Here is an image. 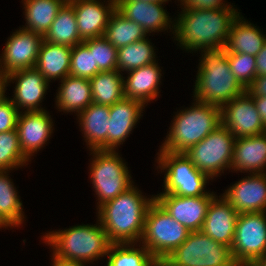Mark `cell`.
Wrapping results in <instances>:
<instances>
[{"label": "cell", "mask_w": 266, "mask_h": 266, "mask_svg": "<svg viewBox=\"0 0 266 266\" xmlns=\"http://www.w3.org/2000/svg\"><path fill=\"white\" fill-rule=\"evenodd\" d=\"M239 14L234 7L182 9L175 20L174 40L190 53L224 47L231 25Z\"/></svg>", "instance_id": "obj_1"}, {"label": "cell", "mask_w": 266, "mask_h": 266, "mask_svg": "<svg viewBox=\"0 0 266 266\" xmlns=\"http://www.w3.org/2000/svg\"><path fill=\"white\" fill-rule=\"evenodd\" d=\"M155 196L147 198L132 186L98 208L97 217L111 244L141 242L145 217Z\"/></svg>", "instance_id": "obj_2"}, {"label": "cell", "mask_w": 266, "mask_h": 266, "mask_svg": "<svg viewBox=\"0 0 266 266\" xmlns=\"http://www.w3.org/2000/svg\"><path fill=\"white\" fill-rule=\"evenodd\" d=\"M224 47L201 51L194 86V99L222 107L246 89L231 72Z\"/></svg>", "instance_id": "obj_3"}, {"label": "cell", "mask_w": 266, "mask_h": 266, "mask_svg": "<svg viewBox=\"0 0 266 266\" xmlns=\"http://www.w3.org/2000/svg\"><path fill=\"white\" fill-rule=\"evenodd\" d=\"M94 225H76L47 232L42 238L53 249V255L66 260L93 263L107 256L111 245L99 219Z\"/></svg>", "instance_id": "obj_4"}, {"label": "cell", "mask_w": 266, "mask_h": 266, "mask_svg": "<svg viewBox=\"0 0 266 266\" xmlns=\"http://www.w3.org/2000/svg\"><path fill=\"white\" fill-rule=\"evenodd\" d=\"M193 100L190 108L176 112L161 150L183 153L221 125V107Z\"/></svg>", "instance_id": "obj_5"}, {"label": "cell", "mask_w": 266, "mask_h": 266, "mask_svg": "<svg viewBox=\"0 0 266 266\" xmlns=\"http://www.w3.org/2000/svg\"><path fill=\"white\" fill-rule=\"evenodd\" d=\"M93 158L90 181L97 195V209L133 186L131 174L119 153L113 150H90Z\"/></svg>", "instance_id": "obj_6"}, {"label": "cell", "mask_w": 266, "mask_h": 266, "mask_svg": "<svg viewBox=\"0 0 266 266\" xmlns=\"http://www.w3.org/2000/svg\"><path fill=\"white\" fill-rule=\"evenodd\" d=\"M190 231L173 219L156 201L149 206L140 243L157 260L168 257L188 237Z\"/></svg>", "instance_id": "obj_7"}, {"label": "cell", "mask_w": 266, "mask_h": 266, "mask_svg": "<svg viewBox=\"0 0 266 266\" xmlns=\"http://www.w3.org/2000/svg\"><path fill=\"white\" fill-rule=\"evenodd\" d=\"M159 151L157 168L165 172L164 191L159 194L172 193L182 197H194L209 193L205 188L211 179L199 171L184 153H172L161 149Z\"/></svg>", "instance_id": "obj_8"}, {"label": "cell", "mask_w": 266, "mask_h": 266, "mask_svg": "<svg viewBox=\"0 0 266 266\" xmlns=\"http://www.w3.org/2000/svg\"><path fill=\"white\" fill-rule=\"evenodd\" d=\"M236 137L222 124L199 143L189 147L184 155L210 179L231 170Z\"/></svg>", "instance_id": "obj_9"}, {"label": "cell", "mask_w": 266, "mask_h": 266, "mask_svg": "<svg viewBox=\"0 0 266 266\" xmlns=\"http://www.w3.org/2000/svg\"><path fill=\"white\" fill-rule=\"evenodd\" d=\"M177 266H239L231 247L214 241L202 231H192L168 257Z\"/></svg>", "instance_id": "obj_10"}, {"label": "cell", "mask_w": 266, "mask_h": 266, "mask_svg": "<svg viewBox=\"0 0 266 266\" xmlns=\"http://www.w3.org/2000/svg\"><path fill=\"white\" fill-rule=\"evenodd\" d=\"M231 252L239 266H254L266 257V212L238 215Z\"/></svg>", "instance_id": "obj_11"}, {"label": "cell", "mask_w": 266, "mask_h": 266, "mask_svg": "<svg viewBox=\"0 0 266 266\" xmlns=\"http://www.w3.org/2000/svg\"><path fill=\"white\" fill-rule=\"evenodd\" d=\"M43 35L19 28L7 39L0 56V74L35 68Z\"/></svg>", "instance_id": "obj_12"}, {"label": "cell", "mask_w": 266, "mask_h": 266, "mask_svg": "<svg viewBox=\"0 0 266 266\" xmlns=\"http://www.w3.org/2000/svg\"><path fill=\"white\" fill-rule=\"evenodd\" d=\"M221 124L236 138L266 132L254 99L247 91L221 107Z\"/></svg>", "instance_id": "obj_13"}, {"label": "cell", "mask_w": 266, "mask_h": 266, "mask_svg": "<svg viewBox=\"0 0 266 266\" xmlns=\"http://www.w3.org/2000/svg\"><path fill=\"white\" fill-rule=\"evenodd\" d=\"M215 196L214 192L194 197L169 193L157 194L155 200L173 219L192 232L201 231L209 204Z\"/></svg>", "instance_id": "obj_14"}, {"label": "cell", "mask_w": 266, "mask_h": 266, "mask_svg": "<svg viewBox=\"0 0 266 266\" xmlns=\"http://www.w3.org/2000/svg\"><path fill=\"white\" fill-rule=\"evenodd\" d=\"M164 3L166 4V2L143 0H116V10L126 19L140 25L149 35L153 32L165 31L168 28L172 29L171 32L173 31L172 34H174L175 19L172 20L168 16L167 10L163 7Z\"/></svg>", "instance_id": "obj_15"}, {"label": "cell", "mask_w": 266, "mask_h": 266, "mask_svg": "<svg viewBox=\"0 0 266 266\" xmlns=\"http://www.w3.org/2000/svg\"><path fill=\"white\" fill-rule=\"evenodd\" d=\"M7 82H15L14 97L10 98L13 104L18 108L19 112L21 108L22 112L32 111H44L40 106L43 101L49 82L44 76L36 69L29 68L23 70H17L11 72L7 76Z\"/></svg>", "instance_id": "obj_16"}, {"label": "cell", "mask_w": 266, "mask_h": 266, "mask_svg": "<svg viewBox=\"0 0 266 266\" xmlns=\"http://www.w3.org/2000/svg\"><path fill=\"white\" fill-rule=\"evenodd\" d=\"M221 195L241 213L266 212V173L248 174Z\"/></svg>", "instance_id": "obj_17"}, {"label": "cell", "mask_w": 266, "mask_h": 266, "mask_svg": "<svg viewBox=\"0 0 266 266\" xmlns=\"http://www.w3.org/2000/svg\"><path fill=\"white\" fill-rule=\"evenodd\" d=\"M53 125L51 115L46 110L19 113L16 131L21 151L29 160L45 147L43 145L53 133Z\"/></svg>", "instance_id": "obj_18"}, {"label": "cell", "mask_w": 266, "mask_h": 266, "mask_svg": "<svg viewBox=\"0 0 266 266\" xmlns=\"http://www.w3.org/2000/svg\"><path fill=\"white\" fill-rule=\"evenodd\" d=\"M100 1L68 0L74 8L79 35L83 41L104 36L109 18L116 9V0H107L106 4Z\"/></svg>", "instance_id": "obj_19"}, {"label": "cell", "mask_w": 266, "mask_h": 266, "mask_svg": "<svg viewBox=\"0 0 266 266\" xmlns=\"http://www.w3.org/2000/svg\"><path fill=\"white\" fill-rule=\"evenodd\" d=\"M147 106L138 100L123 98L110 106L108 150L117 151L140 120ZM144 107V108H143Z\"/></svg>", "instance_id": "obj_20"}, {"label": "cell", "mask_w": 266, "mask_h": 266, "mask_svg": "<svg viewBox=\"0 0 266 266\" xmlns=\"http://www.w3.org/2000/svg\"><path fill=\"white\" fill-rule=\"evenodd\" d=\"M239 213L222 196H215L209 204L201 231L214 241L232 246Z\"/></svg>", "instance_id": "obj_21"}, {"label": "cell", "mask_w": 266, "mask_h": 266, "mask_svg": "<svg viewBox=\"0 0 266 266\" xmlns=\"http://www.w3.org/2000/svg\"><path fill=\"white\" fill-rule=\"evenodd\" d=\"M266 133L236 138L231 169L241 173H266ZM245 171V172H244Z\"/></svg>", "instance_id": "obj_22"}, {"label": "cell", "mask_w": 266, "mask_h": 266, "mask_svg": "<svg viewBox=\"0 0 266 266\" xmlns=\"http://www.w3.org/2000/svg\"><path fill=\"white\" fill-rule=\"evenodd\" d=\"M109 114V105L91 103L77 115L90 150H108Z\"/></svg>", "instance_id": "obj_23"}, {"label": "cell", "mask_w": 266, "mask_h": 266, "mask_svg": "<svg viewBox=\"0 0 266 266\" xmlns=\"http://www.w3.org/2000/svg\"><path fill=\"white\" fill-rule=\"evenodd\" d=\"M161 69L157 62L127 72L123 79L124 97L138 100L144 105L159 96Z\"/></svg>", "instance_id": "obj_24"}, {"label": "cell", "mask_w": 266, "mask_h": 266, "mask_svg": "<svg viewBox=\"0 0 266 266\" xmlns=\"http://www.w3.org/2000/svg\"><path fill=\"white\" fill-rule=\"evenodd\" d=\"M71 51V47L43 40L35 68L48 82L63 80L70 75Z\"/></svg>", "instance_id": "obj_25"}, {"label": "cell", "mask_w": 266, "mask_h": 266, "mask_svg": "<svg viewBox=\"0 0 266 266\" xmlns=\"http://www.w3.org/2000/svg\"><path fill=\"white\" fill-rule=\"evenodd\" d=\"M243 19L244 17L239 14L233 21L224 48L227 53L256 56L266 43V35L259 27Z\"/></svg>", "instance_id": "obj_26"}, {"label": "cell", "mask_w": 266, "mask_h": 266, "mask_svg": "<svg viewBox=\"0 0 266 266\" xmlns=\"http://www.w3.org/2000/svg\"><path fill=\"white\" fill-rule=\"evenodd\" d=\"M60 82L56 93V107L59 111L65 113L76 112V115H78L93 103L89 79L69 75Z\"/></svg>", "instance_id": "obj_27"}, {"label": "cell", "mask_w": 266, "mask_h": 266, "mask_svg": "<svg viewBox=\"0 0 266 266\" xmlns=\"http://www.w3.org/2000/svg\"><path fill=\"white\" fill-rule=\"evenodd\" d=\"M24 1V2H23ZM68 0H22L26 23L22 29L45 35Z\"/></svg>", "instance_id": "obj_28"}, {"label": "cell", "mask_w": 266, "mask_h": 266, "mask_svg": "<svg viewBox=\"0 0 266 266\" xmlns=\"http://www.w3.org/2000/svg\"><path fill=\"white\" fill-rule=\"evenodd\" d=\"M43 39L71 48L83 42L79 35L74 8L68 1L60 9Z\"/></svg>", "instance_id": "obj_29"}, {"label": "cell", "mask_w": 266, "mask_h": 266, "mask_svg": "<svg viewBox=\"0 0 266 266\" xmlns=\"http://www.w3.org/2000/svg\"><path fill=\"white\" fill-rule=\"evenodd\" d=\"M118 70L98 72L90 78L92 102L113 105L124 98L123 74Z\"/></svg>", "instance_id": "obj_30"}, {"label": "cell", "mask_w": 266, "mask_h": 266, "mask_svg": "<svg viewBox=\"0 0 266 266\" xmlns=\"http://www.w3.org/2000/svg\"><path fill=\"white\" fill-rule=\"evenodd\" d=\"M10 170H0V219L10 228L19 227L24 221L23 203L16 187L8 176Z\"/></svg>", "instance_id": "obj_31"}, {"label": "cell", "mask_w": 266, "mask_h": 266, "mask_svg": "<svg viewBox=\"0 0 266 266\" xmlns=\"http://www.w3.org/2000/svg\"><path fill=\"white\" fill-rule=\"evenodd\" d=\"M147 35L140 25L126 19L116 9L111 14L104 33V37L117 49L142 40Z\"/></svg>", "instance_id": "obj_32"}, {"label": "cell", "mask_w": 266, "mask_h": 266, "mask_svg": "<svg viewBox=\"0 0 266 266\" xmlns=\"http://www.w3.org/2000/svg\"><path fill=\"white\" fill-rule=\"evenodd\" d=\"M154 50L152 43H150L147 37L118 48L117 70L120 73L124 71L129 72L155 63L157 60Z\"/></svg>", "instance_id": "obj_33"}, {"label": "cell", "mask_w": 266, "mask_h": 266, "mask_svg": "<svg viewBox=\"0 0 266 266\" xmlns=\"http://www.w3.org/2000/svg\"><path fill=\"white\" fill-rule=\"evenodd\" d=\"M135 243L111 244L106 266H154L156 259L143 246L136 248Z\"/></svg>", "instance_id": "obj_34"}, {"label": "cell", "mask_w": 266, "mask_h": 266, "mask_svg": "<svg viewBox=\"0 0 266 266\" xmlns=\"http://www.w3.org/2000/svg\"><path fill=\"white\" fill-rule=\"evenodd\" d=\"M28 161L31 160H29L21 151L16 129L7 132H1L0 170H14V168L16 169L28 165Z\"/></svg>", "instance_id": "obj_35"}, {"label": "cell", "mask_w": 266, "mask_h": 266, "mask_svg": "<svg viewBox=\"0 0 266 266\" xmlns=\"http://www.w3.org/2000/svg\"><path fill=\"white\" fill-rule=\"evenodd\" d=\"M83 43L93 53L94 65L99 72L117 70L118 49L104 36L87 39Z\"/></svg>", "instance_id": "obj_36"}, {"label": "cell", "mask_w": 266, "mask_h": 266, "mask_svg": "<svg viewBox=\"0 0 266 266\" xmlns=\"http://www.w3.org/2000/svg\"><path fill=\"white\" fill-rule=\"evenodd\" d=\"M98 72L93 53L83 42L76 44L71 51L70 76L90 79Z\"/></svg>", "instance_id": "obj_37"}, {"label": "cell", "mask_w": 266, "mask_h": 266, "mask_svg": "<svg viewBox=\"0 0 266 266\" xmlns=\"http://www.w3.org/2000/svg\"><path fill=\"white\" fill-rule=\"evenodd\" d=\"M231 72L238 82L247 89L256 78V58L243 53H226Z\"/></svg>", "instance_id": "obj_38"}, {"label": "cell", "mask_w": 266, "mask_h": 266, "mask_svg": "<svg viewBox=\"0 0 266 266\" xmlns=\"http://www.w3.org/2000/svg\"><path fill=\"white\" fill-rule=\"evenodd\" d=\"M19 113L9 98L0 105V133L16 129Z\"/></svg>", "instance_id": "obj_39"}, {"label": "cell", "mask_w": 266, "mask_h": 266, "mask_svg": "<svg viewBox=\"0 0 266 266\" xmlns=\"http://www.w3.org/2000/svg\"><path fill=\"white\" fill-rule=\"evenodd\" d=\"M180 1L181 9H220L224 7H233L232 5H225L224 0H178ZM224 2V3H223Z\"/></svg>", "instance_id": "obj_40"}, {"label": "cell", "mask_w": 266, "mask_h": 266, "mask_svg": "<svg viewBox=\"0 0 266 266\" xmlns=\"http://www.w3.org/2000/svg\"><path fill=\"white\" fill-rule=\"evenodd\" d=\"M246 91L251 96H266V76H257Z\"/></svg>", "instance_id": "obj_41"}, {"label": "cell", "mask_w": 266, "mask_h": 266, "mask_svg": "<svg viewBox=\"0 0 266 266\" xmlns=\"http://www.w3.org/2000/svg\"><path fill=\"white\" fill-rule=\"evenodd\" d=\"M256 58V77L266 76V43L263 45Z\"/></svg>", "instance_id": "obj_42"}, {"label": "cell", "mask_w": 266, "mask_h": 266, "mask_svg": "<svg viewBox=\"0 0 266 266\" xmlns=\"http://www.w3.org/2000/svg\"><path fill=\"white\" fill-rule=\"evenodd\" d=\"M261 117V120L266 128V96H252Z\"/></svg>", "instance_id": "obj_43"}, {"label": "cell", "mask_w": 266, "mask_h": 266, "mask_svg": "<svg viewBox=\"0 0 266 266\" xmlns=\"http://www.w3.org/2000/svg\"><path fill=\"white\" fill-rule=\"evenodd\" d=\"M52 266H86L85 263L74 260H66L52 254Z\"/></svg>", "instance_id": "obj_44"}, {"label": "cell", "mask_w": 266, "mask_h": 266, "mask_svg": "<svg viewBox=\"0 0 266 266\" xmlns=\"http://www.w3.org/2000/svg\"><path fill=\"white\" fill-rule=\"evenodd\" d=\"M8 84L7 77L0 74V105L8 99L5 95Z\"/></svg>", "instance_id": "obj_45"}, {"label": "cell", "mask_w": 266, "mask_h": 266, "mask_svg": "<svg viewBox=\"0 0 266 266\" xmlns=\"http://www.w3.org/2000/svg\"><path fill=\"white\" fill-rule=\"evenodd\" d=\"M154 266H177L174 265L167 257L157 259L154 263Z\"/></svg>", "instance_id": "obj_46"}, {"label": "cell", "mask_w": 266, "mask_h": 266, "mask_svg": "<svg viewBox=\"0 0 266 266\" xmlns=\"http://www.w3.org/2000/svg\"><path fill=\"white\" fill-rule=\"evenodd\" d=\"M254 266H266V257L259 260Z\"/></svg>", "instance_id": "obj_47"}, {"label": "cell", "mask_w": 266, "mask_h": 266, "mask_svg": "<svg viewBox=\"0 0 266 266\" xmlns=\"http://www.w3.org/2000/svg\"><path fill=\"white\" fill-rule=\"evenodd\" d=\"M143 1H149V2H168L171 0H143Z\"/></svg>", "instance_id": "obj_48"}, {"label": "cell", "mask_w": 266, "mask_h": 266, "mask_svg": "<svg viewBox=\"0 0 266 266\" xmlns=\"http://www.w3.org/2000/svg\"><path fill=\"white\" fill-rule=\"evenodd\" d=\"M4 227H5V228H6V227L8 228V226H7V225H6V224L0 219V229H1V228H4Z\"/></svg>", "instance_id": "obj_49"}]
</instances>
